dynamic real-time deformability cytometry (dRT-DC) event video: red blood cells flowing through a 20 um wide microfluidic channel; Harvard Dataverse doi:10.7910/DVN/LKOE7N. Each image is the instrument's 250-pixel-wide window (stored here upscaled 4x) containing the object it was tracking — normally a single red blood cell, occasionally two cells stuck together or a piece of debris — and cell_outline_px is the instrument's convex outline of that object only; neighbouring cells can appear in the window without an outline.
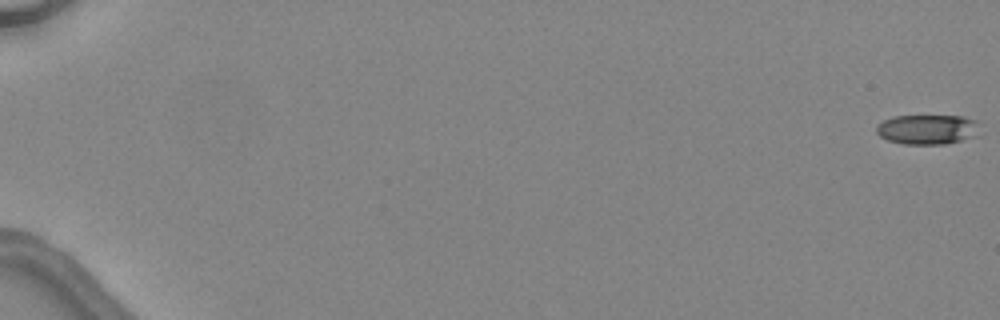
{"species": "common noctule bat (a hibernating species)", "species_latin": "Nyctalus noctula", "temperature_condition": "warm", "stored_images_in_passage": 7, "camera_frame_rate_fps": 3000, "um_per_image_px": 0.085, "animal": {"sex": "female", "body_mass_g": 24.6, "forearm_length_mm": 56.2}, "frame": {"image": 1, "passage_image": 1, "time_ms": 0.0, "image_size_px": [1000, 320], "cell_outline_px": [[980, 136], [944, 144], [904, 144], [888, 140], [880, 136], [876, 132], [876, 128], [884, 120], [892, 116], [964, 116], [976, 120]], "centroid_in_image_um": [78.87, 11.0], "position_along_channel_um": 6.1, "area_um2": 18.03}}
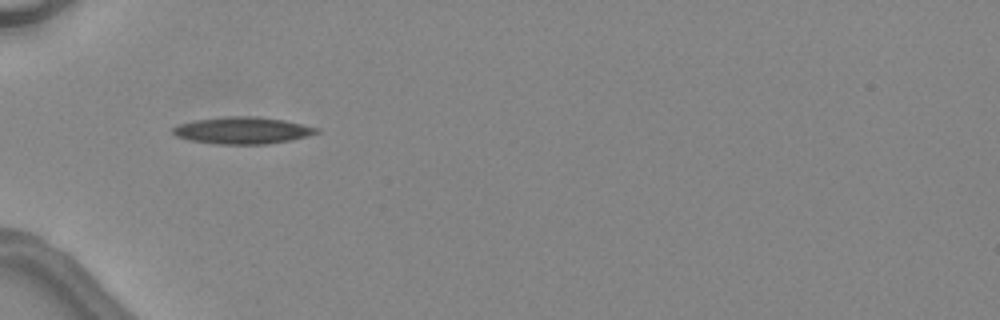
{"frame": {"image": 2, "passage_image": 6, "time_ms": 6.0, "image_size_px": [1000, 320], "cell_outline_px": [[320, 132], [288, 140], [268, 144], [216, 144], [188, 140], [176, 136], [172, 132], [172, 128], [180, 124], [196, 120], [228, 116], [256, 116], [284, 120], [320, 128]], "centroid_in_image_um": [20.59, 11.08], "position_along_channel_um": 64.4, "area_um2": 22.37}}